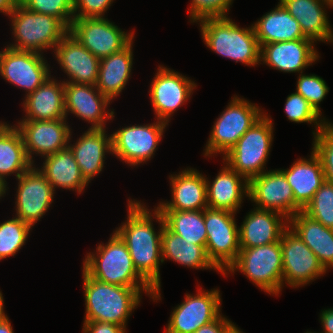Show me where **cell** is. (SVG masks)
<instances>
[{
  "mask_svg": "<svg viewBox=\"0 0 333 333\" xmlns=\"http://www.w3.org/2000/svg\"><path fill=\"white\" fill-rule=\"evenodd\" d=\"M32 226L14 216L0 224V260L15 254L23 247Z\"/></svg>",
  "mask_w": 333,
  "mask_h": 333,
  "instance_id": "36",
  "label": "cell"
},
{
  "mask_svg": "<svg viewBox=\"0 0 333 333\" xmlns=\"http://www.w3.org/2000/svg\"><path fill=\"white\" fill-rule=\"evenodd\" d=\"M43 158V167L39 171L50 182L54 191L60 187L81 194L88 185L69 147Z\"/></svg>",
  "mask_w": 333,
  "mask_h": 333,
  "instance_id": "32",
  "label": "cell"
},
{
  "mask_svg": "<svg viewBox=\"0 0 333 333\" xmlns=\"http://www.w3.org/2000/svg\"><path fill=\"white\" fill-rule=\"evenodd\" d=\"M296 85V92L303 96L314 109L321 114L319 104L329 92V88L324 79L315 74L303 75L300 73Z\"/></svg>",
  "mask_w": 333,
  "mask_h": 333,
  "instance_id": "41",
  "label": "cell"
},
{
  "mask_svg": "<svg viewBox=\"0 0 333 333\" xmlns=\"http://www.w3.org/2000/svg\"><path fill=\"white\" fill-rule=\"evenodd\" d=\"M82 275L86 305L84 321L114 323L126 328L132 310L140 304L142 291L152 298L155 290L107 284L90 277L84 270Z\"/></svg>",
  "mask_w": 333,
  "mask_h": 333,
  "instance_id": "2",
  "label": "cell"
},
{
  "mask_svg": "<svg viewBox=\"0 0 333 333\" xmlns=\"http://www.w3.org/2000/svg\"><path fill=\"white\" fill-rule=\"evenodd\" d=\"M252 25L260 47L269 43L308 39L298 21L280 2L274 10L263 15Z\"/></svg>",
  "mask_w": 333,
  "mask_h": 333,
  "instance_id": "31",
  "label": "cell"
},
{
  "mask_svg": "<svg viewBox=\"0 0 333 333\" xmlns=\"http://www.w3.org/2000/svg\"><path fill=\"white\" fill-rule=\"evenodd\" d=\"M272 124L270 116L265 113L223 156L224 162L248 181L266 171L264 166L270 154L274 135Z\"/></svg>",
  "mask_w": 333,
  "mask_h": 333,
  "instance_id": "6",
  "label": "cell"
},
{
  "mask_svg": "<svg viewBox=\"0 0 333 333\" xmlns=\"http://www.w3.org/2000/svg\"><path fill=\"white\" fill-rule=\"evenodd\" d=\"M288 227V219L282 214L254 208L239 227L240 248H252L280 241Z\"/></svg>",
  "mask_w": 333,
  "mask_h": 333,
  "instance_id": "23",
  "label": "cell"
},
{
  "mask_svg": "<svg viewBox=\"0 0 333 333\" xmlns=\"http://www.w3.org/2000/svg\"><path fill=\"white\" fill-rule=\"evenodd\" d=\"M18 3L19 0H0V12L9 15Z\"/></svg>",
  "mask_w": 333,
  "mask_h": 333,
  "instance_id": "47",
  "label": "cell"
},
{
  "mask_svg": "<svg viewBox=\"0 0 333 333\" xmlns=\"http://www.w3.org/2000/svg\"><path fill=\"white\" fill-rule=\"evenodd\" d=\"M168 125L157 120L153 124L130 125L116 130L111 134L112 154L129 166L146 163L156 152Z\"/></svg>",
  "mask_w": 333,
  "mask_h": 333,
  "instance_id": "10",
  "label": "cell"
},
{
  "mask_svg": "<svg viewBox=\"0 0 333 333\" xmlns=\"http://www.w3.org/2000/svg\"><path fill=\"white\" fill-rule=\"evenodd\" d=\"M34 166L17 178L15 198L16 217L32 227L50 209L55 194L50 182Z\"/></svg>",
  "mask_w": 333,
  "mask_h": 333,
  "instance_id": "17",
  "label": "cell"
},
{
  "mask_svg": "<svg viewBox=\"0 0 333 333\" xmlns=\"http://www.w3.org/2000/svg\"><path fill=\"white\" fill-rule=\"evenodd\" d=\"M162 259H171L179 265L194 269H213L220 272L209 260L206 245L193 244L173 233L166 225L161 237Z\"/></svg>",
  "mask_w": 333,
  "mask_h": 333,
  "instance_id": "34",
  "label": "cell"
},
{
  "mask_svg": "<svg viewBox=\"0 0 333 333\" xmlns=\"http://www.w3.org/2000/svg\"><path fill=\"white\" fill-rule=\"evenodd\" d=\"M280 242L283 286L287 283L293 288H298L313 282L327 272L314 252L289 227L283 231Z\"/></svg>",
  "mask_w": 333,
  "mask_h": 333,
  "instance_id": "12",
  "label": "cell"
},
{
  "mask_svg": "<svg viewBox=\"0 0 333 333\" xmlns=\"http://www.w3.org/2000/svg\"><path fill=\"white\" fill-rule=\"evenodd\" d=\"M16 125L22 134L28 159L34 164L33 154L41 157L68 147L71 129L66 119L20 120Z\"/></svg>",
  "mask_w": 333,
  "mask_h": 333,
  "instance_id": "18",
  "label": "cell"
},
{
  "mask_svg": "<svg viewBox=\"0 0 333 333\" xmlns=\"http://www.w3.org/2000/svg\"><path fill=\"white\" fill-rule=\"evenodd\" d=\"M321 312L320 320L324 330L322 333H333V308Z\"/></svg>",
  "mask_w": 333,
  "mask_h": 333,
  "instance_id": "46",
  "label": "cell"
},
{
  "mask_svg": "<svg viewBox=\"0 0 333 333\" xmlns=\"http://www.w3.org/2000/svg\"><path fill=\"white\" fill-rule=\"evenodd\" d=\"M23 108L26 115L21 120L66 119L64 82L48 77L33 93L25 97Z\"/></svg>",
  "mask_w": 333,
  "mask_h": 333,
  "instance_id": "27",
  "label": "cell"
},
{
  "mask_svg": "<svg viewBox=\"0 0 333 333\" xmlns=\"http://www.w3.org/2000/svg\"><path fill=\"white\" fill-rule=\"evenodd\" d=\"M113 1L74 0V18H104L105 12L109 9Z\"/></svg>",
  "mask_w": 333,
  "mask_h": 333,
  "instance_id": "43",
  "label": "cell"
},
{
  "mask_svg": "<svg viewBox=\"0 0 333 333\" xmlns=\"http://www.w3.org/2000/svg\"><path fill=\"white\" fill-rule=\"evenodd\" d=\"M6 194V186L0 181V199Z\"/></svg>",
  "mask_w": 333,
  "mask_h": 333,
  "instance_id": "51",
  "label": "cell"
},
{
  "mask_svg": "<svg viewBox=\"0 0 333 333\" xmlns=\"http://www.w3.org/2000/svg\"><path fill=\"white\" fill-rule=\"evenodd\" d=\"M133 40L121 51L100 59L96 88L110 101L125 88L133 65Z\"/></svg>",
  "mask_w": 333,
  "mask_h": 333,
  "instance_id": "30",
  "label": "cell"
},
{
  "mask_svg": "<svg viewBox=\"0 0 333 333\" xmlns=\"http://www.w3.org/2000/svg\"><path fill=\"white\" fill-rule=\"evenodd\" d=\"M233 324L224 315L220 314L214 321L201 326L194 333H226Z\"/></svg>",
  "mask_w": 333,
  "mask_h": 333,
  "instance_id": "45",
  "label": "cell"
},
{
  "mask_svg": "<svg viewBox=\"0 0 333 333\" xmlns=\"http://www.w3.org/2000/svg\"><path fill=\"white\" fill-rule=\"evenodd\" d=\"M314 43L310 39H298L262 45L260 64L263 62L281 72L303 73L305 68L319 60Z\"/></svg>",
  "mask_w": 333,
  "mask_h": 333,
  "instance_id": "21",
  "label": "cell"
},
{
  "mask_svg": "<svg viewBox=\"0 0 333 333\" xmlns=\"http://www.w3.org/2000/svg\"><path fill=\"white\" fill-rule=\"evenodd\" d=\"M196 22L200 23L204 43L215 53L251 67L260 63V46L253 25L240 28L228 16Z\"/></svg>",
  "mask_w": 333,
  "mask_h": 333,
  "instance_id": "3",
  "label": "cell"
},
{
  "mask_svg": "<svg viewBox=\"0 0 333 333\" xmlns=\"http://www.w3.org/2000/svg\"><path fill=\"white\" fill-rule=\"evenodd\" d=\"M27 10L58 18L68 29L74 19V0H19Z\"/></svg>",
  "mask_w": 333,
  "mask_h": 333,
  "instance_id": "39",
  "label": "cell"
},
{
  "mask_svg": "<svg viewBox=\"0 0 333 333\" xmlns=\"http://www.w3.org/2000/svg\"><path fill=\"white\" fill-rule=\"evenodd\" d=\"M288 227L314 252L327 271L333 268V229L312 219L303 211L288 220Z\"/></svg>",
  "mask_w": 333,
  "mask_h": 333,
  "instance_id": "29",
  "label": "cell"
},
{
  "mask_svg": "<svg viewBox=\"0 0 333 333\" xmlns=\"http://www.w3.org/2000/svg\"><path fill=\"white\" fill-rule=\"evenodd\" d=\"M54 56L69 80L64 83L96 85L100 59L79 43L69 32L54 48Z\"/></svg>",
  "mask_w": 333,
  "mask_h": 333,
  "instance_id": "20",
  "label": "cell"
},
{
  "mask_svg": "<svg viewBox=\"0 0 333 333\" xmlns=\"http://www.w3.org/2000/svg\"><path fill=\"white\" fill-rule=\"evenodd\" d=\"M3 50L0 51V63H1V57H2Z\"/></svg>",
  "mask_w": 333,
  "mask_h": 333,
  "instance_id": "53",
  "label": "cell"
},
{
  "mask_svg": "<svg viewBox=\"0 0 333 333\" xmlns=\"http://www.w3.org/2000/svg\"><path fill=\"white\" fill-rule=\"evenodd\" d=\"M325 1L333 6V0H325Z\"/></svg>",
  "mask_w": 333,
  "mask_h": 333,
  "instance_id": "52",
  "label": "cell"
},
{
  "mask_svg": "<svg viewBox=\"0 0 333 333\" xmlns=\"http://www.w3.org/2000/svg\"><path fill=\"white\" fill-rule=\"evenodd\" d=\"M8 16L16 42L7 46L15 50L35 53H43V50L50 48L54 50L69 32L58 18L27 10L20 3Z\"/></svg>",
  "mask_w": 333,
  "mask_h": 333,
  "instance_id": "5",
  "label": "cell"
},
{
  "mask_svg": "<svg viewBox=\"0 0 333 333\" xmlns=\"http://www.w3.org/2000/svg\"><path fill=\"white\" fill-rule=\"evenodd\" d=\"M226 333H243L235 324H233L227 331Z\"/></svg>",
  "mask_w": 333,
  "mask_h": 333,
  "instance_id": "50",
  "label": "cell"
},
{
  "mask_svg": "<svg viewBox=\"0 0 333 333\" xmlns=\"http://www.w3.org/2000/svg\"><path fill=\"white\" fill-rule=\"evenodd\" d=\"M313 140L312 150L321 161L325 179L333 184V124L328 121Z\"/></svg>",
  "mask_w": 333,
  "mask_h": 333,
  "instance_id": "40",
  "label": "cell"
},
{
  "mask_svg": "<svg viewBox=\"0 0 333 333\" xmlns=\"http://www.w3.org/2000/svg\"><path fill=\"white\" fill-rule=\"evenodd\" d=\"M284 110L291 122L314 123L316 130L312 132L313 136L328 122L325 118H321V114L297 92L288 95Z\"/></svg>",
  "mask_w": 333,
  "mask_h": 333,
  "instance_id": "38",
  "label": "cell"
},
{
  "mask_svg": "<svg viewBox=\"0 0 333 333\" xmlns=\"http://www.w3.org/2000/svg\"><path fill=\"white\" fill-rule=\"evenodd\" d=\"M233 0H192L188 10L192 23L207 17L228 16Z\"/></svg>",
  "mask_w": 333,
  "mask_h": 333,
  "instance_id": "42",
  "label": "cell"
},
{
  "mask_svg": "<svg viewBox=\"0 0 333 333\" xmlns=\"http://www.w3.org/2000/svg\"><path fill=\"white\" fill-rule=\"evenodd\" d=\"M49 68L42 53L19 51L8 46L3 49L0 75L8 83L26 90L25 96L51 76Z\"/></svg>",
  "mask_w": 333,
  "mask_h": 333,
  "instance_id": "16",
  "label": "cell"
},
{
  "mask_svg": "<svg viewBox=\"0 0 333 333\" xmlns=\"http://www.w3.org/2000/svg\"><path fill=\"white\" fill-rule=\"evenodd\" d=\"M133 200L128 199L127 220L114 232L126 244L138 273L155 289L152 295L153 301L161 300L159 266L160 262L163 263L161 248L162 230L165 226L163 214L154 207L153 215L141 201ZM153 217L161 227L158 232L154 229Z\"/></svg>",
  "mask_w": 333,
  "mask_h": 333,
  "instance_id": "1",
  "label": "cell"
},
{
  "mask_svg": "<svg viewBox=\"0 0 333 333\" xmlns=\"http://www.w3.org/2000/svg\"><path fill=\"white\" fill-rule=\"evenodd\" d=\"M165 225L183 239L197 245H206L207 231L204 210L160 211Z\"/></svg>",
  "mask_w": 333,
  "mask_h": 333,
  "instance_id": "35",
  "label": "cell"
},
{
  "mask_svg": "<svg viewBox=\"0 0 333 333\" xmlns=\"http://www.w3.org/2000/svg\"><path fill=\"white\" fill-rule=\"evenodd\" d=\"M248 198L255 208L275 211L288 220L303 209L295 202L294 193L285 175L269 170L249 180Z\"/></svg>",
  "mask_w": 333,
  "mask_h": 333,
  "instance_id": "13",
  "label": "cell"
},
{
  "mask_svg": "<svg viewBox=\"0 0 333 333\" xmlns=\"http://www.w3.org/2000/svg\"><path fill=\"white\" fill-rule=\"evenodd\" d=\"M2 292L0 291V320L5 318L7 315L5 314L4 312V299H3V296H2Z\"/></svg>",
  "mask_w": 333,
  "mask_h": 333,
  "instance_id": "49",
  "label": "cell"
},
{
  "mask_svg": "<svg viewBox=\"0 0 333 333\" xmlns=\"http://www.w3.org/2000/svg\"><path fill=\"white\" fill-rule=\"evenodd\" d=\"M83 333H127L126 328L114 323L84 321Z\"/></svg>",
  "mask_w": 333,
  "mask_h": 333,
  "instance_id": "44",
  "label": "cell"
},
{
  "mask_svg": "<svg viewBox=\"0 0 333 333\" xmlns=\"http://www.w3.org/2000/svg\"><path fill=\"white\" fill-rule=\"evenodd\" d=\"M263 115L264 112L255 103L234 96L215 121L203 154L210 157L220 153L225 156Z\"/></svg>",
  "mask_w": 333,
  "mask_h": 333,
  "instance_id": "8",
  "label": "cell"
},
{
  "mask_svg": "<svg viewBox=\"0 0 333 333\" xmlns=\"http://www.w3.org/2000/svg\"><path fill=\"white\" fill-rule=\"evenodd\" d=\"M151 82L150 100L156 120L169 123L172 114L193 94L197 86L194 81L170 68L158 66Z\"/></svg>",
  "mask_w": 333,
  "mask_h": 333,
  "instance_id": "15",
  "label": "cell"
},
{
  "mask_svg": "<svg viewBox=\"0 0 333 333\" xmlns=\"http://www.w3.org/2000/svg\"><path fill=\"white\" fill-rule=\"evenodd\" d=\"M0 333H14L8 316L0 320Z\"/></svg>",
  "mask_w": 333,
  "mask_h": 333,
  "instance_id": "48",
  "label": "cell"
},
{
  "mask_svg": "<svg viewBox=\"0 0 333 333\" xmlns=\"http://www.w3.org/2000/svg\"><path fill=\"white\" fill-rule=\"evenodd\" d=\"M33 165L28 159L22 134L16 125L0 122V181L6 186V191V176L16 174L18 178Z\"/></svg>",
  "mask_w": 333,
  "mask_h": 333,
  "instance_id": "33",
  "label": "cell"
},
{
  "mask_svg": "<svg viewBox=\"0 0 333 333\" xmlns=\"http://www.w3.org/2000/svg\"><path fill=\"white\" fill-rule=\"evenodd\" d=\"M106 132L105 128H89L73 145L70 143V134L68 147L88 183L103 170L106 152L112 153L111 135L108 136Z\"/></svg>",
  "mask_w": 333,
  "mask_h": 333,
  "instance_id": "24",
  "label": "cell"
},
{
  "mask_svg": "<svg viewBox=\"0 0 333 333\" xmlns=\"http://www.w3.org/2000/svg\"><path fill=\"white\" fill-rule=\"evenodd\" d=\"M172 201L160 202L159 211L205 210L207 205L206 177L196 169L187 168L169 176Z\"/></svg>",
  "mask_w": 333,
  "mask_h": 333,
  "instance_id": "22",
  "label": "cell"
},
{
  "mask_svg": "<svg viewBox=\"0 0 333 333\" xmlns=\"http://www.w3.org/2000/svg\"><path fill=\"white\" fill-rule=\"evenodd\" d=\"M303 212L325 227L333 229V184L325 181L303 208Z\"/></svg>",
  "mask_w": 333,
  "mask_h": 333,
  "instance_id": "37",
  "label": "cell"
},
{
  "mask_svg": "<svg viewBox=\"0 0 333 333\" xmlns=\"http://www.w3.org/2000/svg\"><path fill=\"white\" fill-rule=\"evenodd\" d=\"M235 214L227 210H204L206 253L222 274L236 261L240 251L239 227L234 218Z\"/></svg>",
  "mask_w": 333,
  "mask_h": 333,
  "instance_id": "9",
  "label": "cell"
},
{
  "mask_svg": "<svg viewBox=\"0 0 333 333\" xmlns=\"http://www.w3.org/2000/svg\"><path fill=\"white\" fill-rule=\"evenodd\" d=\"M64 101L66 119L68 113L85 120L92 129H104L106 120L113 119L114 110H107L110 100L105 97L96 85L64 83ZM107 110V111H106Z\"/></svg>",
  "mask_w": 333,
  "mask_h": 333,
  "instance_id": "19",
  "label": "cell"
},
{
  "mask_svg": "<svg viewBox=\"0 0 333 333\" xmlns=\"http://www.w3.org/2000/svg\"><path fill=\"white\" fill-rule=\"evenodd\" d=\"M218 289H199L196 295H185L184 301L173 309L165 333H194L214 321L220 314L221 295Z\"/></svg>",
  "mask_w": 333,
  "mask_h": 333,
  "instance_id": "14",
  "label": "cell"
},
{
  "mask_svg": "<svg viewBox=\"0 0 333 333\" xmlns=\"http://www.w3.org/2000/svg\"><path fill=\"white\" fill-rule=\"evenodd\" d=\"M279 1L298 21L306 38L315 43L316 41L333 43V30L325 9L326 5L327 8H332L333 6L331 4L327 3L325 0Z\"/></svg>",
  "mask_w": 333,
  "mask_h": 333,
  "instance_id": "26",
  "label": "cell"
},
{
  "mask_svg": "<svg viewBox=\"0 0 333 333\" xmlns=\"http://www.w3.org/2000/svg\"><path fill=\"white\" fill-rule=\"evenodd\" d=\"M237 270L264 292L277 296L283 289L281 242L240 248L236 261L223 275L227 276L228 273H235Z\"/></svg>",
  "mask_w": 333,
  "mask_h": 333,
  "instance_id": "7",
  "label": "cell"
},
{
  "mask_svg": "<svg viewBox=\"0 0 333 333\" xmlns=\"http://www.w3.org/2000/svg\"><path fill=\"white\" fill-rule=\"evenodd\" d=\"M279 170L285 175L293 190L295 202L302 209L326 181L321 161L313 150L309 159L299 158L289 169Z\"/></svg>",
  "mask_w": 333,
  "mask_h": 333,
  "instance_id": "28",
  "label": "cell"
},
{
  "mask_svg": "<svg viewBox=\"0 0 333 333\" xmlns=\"http://www.w3.org/2000/svg\"><path fill=\"white\" fill-rule=\"evenodd\" d=\"M96 253H87L83 270L107 284L132 288H153L134 267L130 252L113 231L108 243L98 244Z\"/></svg>",
  "mask_w": 333,
  "mask_h": 333,
  "instance_id": "4",
  "label": "cell"
},
{
  "mask_svg": "<svg viewBox=\"0 0 333 333\" xmlns=\"http://www.w3.org/2000/svg\"><path fill=\"white\" fill-rule=\"evenodd\" d=\"M69 33L97 58L124 49L134 38L107 18H74Z\"/></svg>",
  "mask_w": 333,
  "mask_h": 333,
  "instance_id": "11",
  "label": "cell"
},
{
  "mask_svg": "<svg viewBox=\"0 0 333 333\" xmlns=\"http://www.w3.org/2000/svg\"><path fill=\"white\" fill-rule=\"evenodd\" d=\"M248 192L249 181L226 162L212 183L206 178L208 208L236 213Z\"/></svg>",
  "mask_w": 333,
  "mask_h": 333,
  "instance_id": "25",
  "label": "cell"
}]
</instances>
